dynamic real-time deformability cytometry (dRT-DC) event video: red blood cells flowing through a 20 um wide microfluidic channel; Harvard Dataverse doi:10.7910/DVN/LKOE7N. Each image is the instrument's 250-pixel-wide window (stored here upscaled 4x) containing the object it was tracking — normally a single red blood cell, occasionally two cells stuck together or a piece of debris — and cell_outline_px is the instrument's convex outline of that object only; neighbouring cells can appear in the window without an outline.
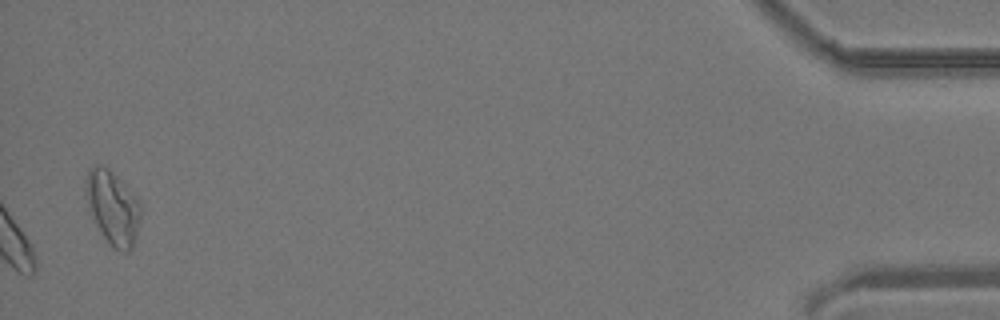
{"species": "common noctule bat (a hibernating species)", "species_latin": "Nyctalus noctula", "temperature_condition": "room temperature", "stored_images_in_passage": 30, "camera_frame_rate_fps": 3000, "um_per_image_px": 0.085, "animal": {"sex": "male", "body_mass_g": 19.2, "forearm_length_mm": 51.8}, "frame": {"image": 1, "passage_image": 30, "time_ms": 9.667, "image_size_px": [1000, 320], "cell_outline_px": [[140, 216], [136, 236], [132, 248], [128, 252], [124, 252], [112, 248], [108, 244], [96, 224], [88, 208], [84, 192], [84, 180], [88, 168], [92, 164], [100, 164], [108, 168], [140, 200]], "centroid_in_image_um": [9.54, 17.61], "position_along_channel_um": 425.7, "area_um2": 23.93}}